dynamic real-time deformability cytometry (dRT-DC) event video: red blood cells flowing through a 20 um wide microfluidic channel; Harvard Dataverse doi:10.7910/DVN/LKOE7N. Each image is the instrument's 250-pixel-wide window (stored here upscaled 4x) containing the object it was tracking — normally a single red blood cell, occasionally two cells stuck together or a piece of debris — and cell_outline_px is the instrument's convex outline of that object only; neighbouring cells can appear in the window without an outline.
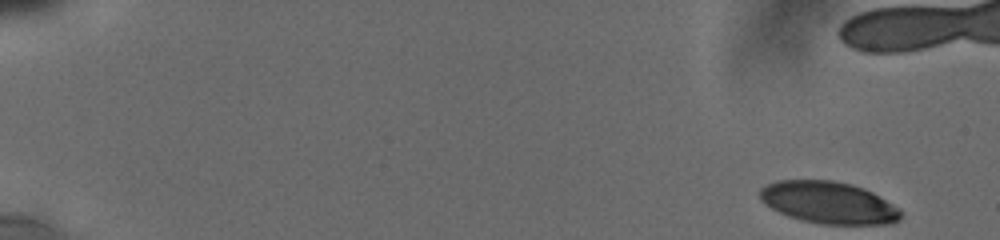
{"species": "human", "species_latin": "Homo sapiens", "temperature_condition": "cold", "stored_images_in_passage": 18, "camera_frame_rate_fps": 3000, "um_per_image_px": 0.085, "donor": {"sex": "male"}, "frame": {"image": 1, "passage_image": 1, "time_ms": 0.0, "image_size_px": [1000, 240], "cell_outline_px": [[900, 220], [884, 224], [824, 224], [804, 220], [788, 216], [764, 204], [760, 200], [760, 188], [776, 180], [832, 180], [852, 184], [864, 188], [880, 196], [900, 208]], "centroid_in_image_um": [70.43, 17.21], "position_along_channel_um": 14.6, "area_um2": 34.39}}